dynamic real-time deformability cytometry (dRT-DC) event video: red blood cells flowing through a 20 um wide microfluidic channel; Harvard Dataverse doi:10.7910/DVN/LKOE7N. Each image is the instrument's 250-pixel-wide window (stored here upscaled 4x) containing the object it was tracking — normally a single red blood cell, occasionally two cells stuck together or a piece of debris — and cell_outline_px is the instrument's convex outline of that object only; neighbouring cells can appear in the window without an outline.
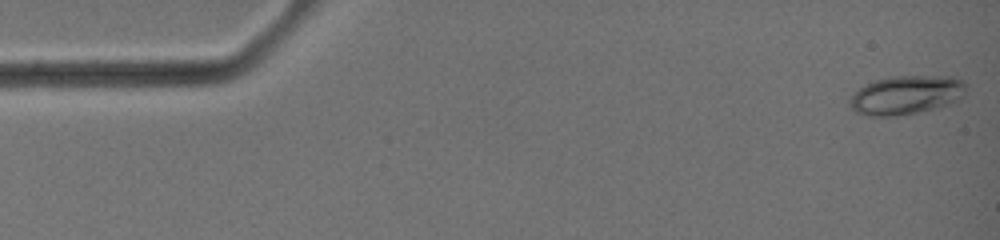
{"species": "common noctule bat (a hibernating species)", "species_latin": "Nyctalus noctula", "temperature_condition": "warm", "stored_images_in_passage": 7, "camera_frame_rate_fps": 3000, "um_per_image_px": 0.085, "animal": {"sex": "female", "body_mass_g": 19.0, "forearm_length_mm": 51.5}, "frame": {"image": 1, "passage_image": 1, "time_ms": 0.0, "image_size_px": [1000, 240], "cell_outline_px": [[968, 84], [964, 96], [960, 100], [936, 108], [896, 116], [868, 116], [856, 112], [848, 104], [848, 100], [860, 88], [876, 80], [892, 76], [952, 76], [964, 80]], "centroid_in_image_um": [77.08, 8.07], "position_along_channel_um": 7.9, "area_um2": 26.47}}